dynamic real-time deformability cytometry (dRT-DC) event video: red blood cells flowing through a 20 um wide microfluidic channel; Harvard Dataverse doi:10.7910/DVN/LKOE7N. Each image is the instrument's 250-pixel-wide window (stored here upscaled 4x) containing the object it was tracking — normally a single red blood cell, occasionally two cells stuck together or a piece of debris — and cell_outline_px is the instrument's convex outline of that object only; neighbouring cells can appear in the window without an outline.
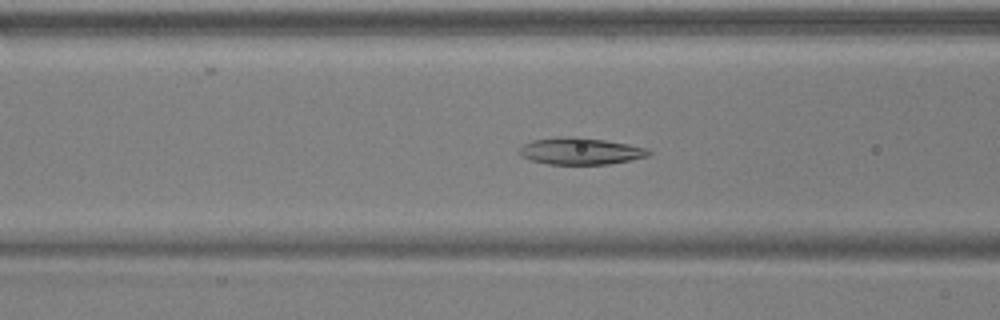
{"species": "common noctule bat (a hibernating species)", "species_latin": "Nyctalus noctula", "temperature_condition": "warm", "stored_images_in_passage": 54, "camera_frame_rate_fps": 3000, "um_per_image_px": 0.085, "animal": {"sex": "male", "body_mass_g": 17.9, "forearm_length_mm": 54.2}, "frame": {"image": 1, "passage_image": 21, "time_ms": 6.667, "image_size_px": [1000, 320], "cell_outline_px": [[652, 152], [648, 156], [608, 164], [548, 164], [532, 160], [524, 156], [520, 152], [520, 148], [524, 144], [532, 140], [560, 136], [576, 136], [604, 140], [628, 144], [648, 148]], "centroid_in_image_um": [49.36, 12.83], "position_along_channel_um": 117.2, "area_um2": 20.06}}
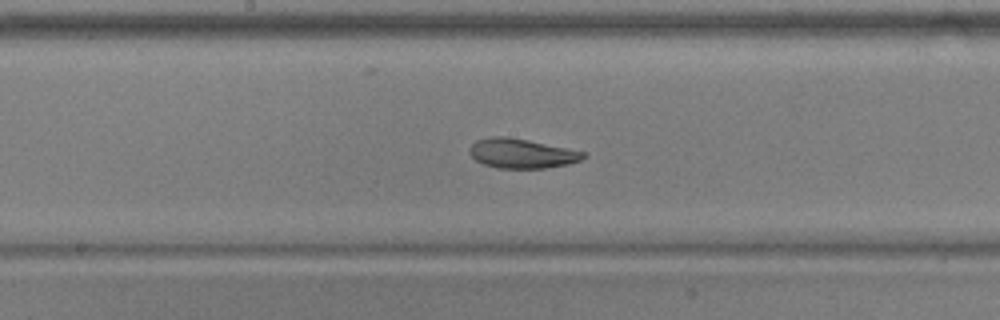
{"frame": {"image": 2, "passage_image": 28, "time_ms": 9.0, "image_size_px": [1000, 320], "cell_outline_px": [[588, 156], [580, 160], [568, 164], [548, 168], [496, 168], [484, 164], [476, 160], [468, 152], [472, 144], [476, 140], [492, 136], [508, 136], [528, 140], [584, 152]], "centroid_in_image_um": [44.33, 13.04], "position_along_channel_um": 203.9, "area_um2": 19.54}}
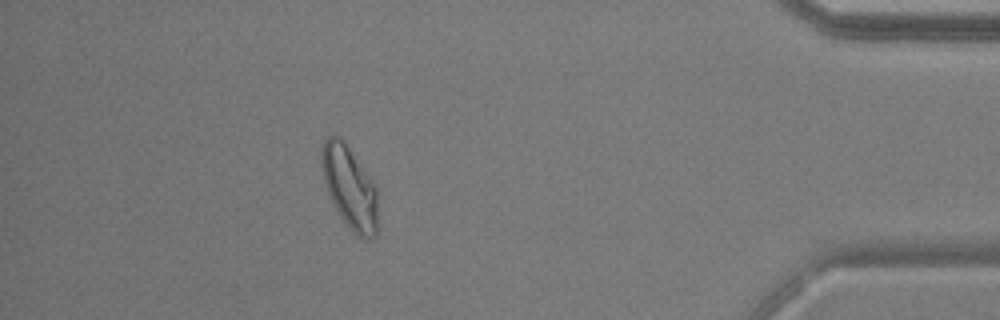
{"frame": {"image": 3, "passage_image": 48, "time_ms": 15.667, "image_size_px": [1000, 320], "cell_outline_px": [[380, 224], [376, 236], [356, 236], [352, 232], [340, 216], [324, 184], [320, 160], [320, 152], [324, 136], [340, 136], [372, 180], [376, 188]], "centroid_in_image_um": [29.72, 15.93], "position_along_channel_um": 405.5, "area_um2": 27.34}, "authors_computed_cell_mechanics": {"area_um2": 22.1085, "velocity_mm_per_s": 3.7087, "shape_relaxation_time_tau1_ms": 5.9155, "shape_relaxation_time_tau2_ms": 2.323, "deformation_change_tau1": 0.1593, "deformation_change_tau2": 0.0759}}